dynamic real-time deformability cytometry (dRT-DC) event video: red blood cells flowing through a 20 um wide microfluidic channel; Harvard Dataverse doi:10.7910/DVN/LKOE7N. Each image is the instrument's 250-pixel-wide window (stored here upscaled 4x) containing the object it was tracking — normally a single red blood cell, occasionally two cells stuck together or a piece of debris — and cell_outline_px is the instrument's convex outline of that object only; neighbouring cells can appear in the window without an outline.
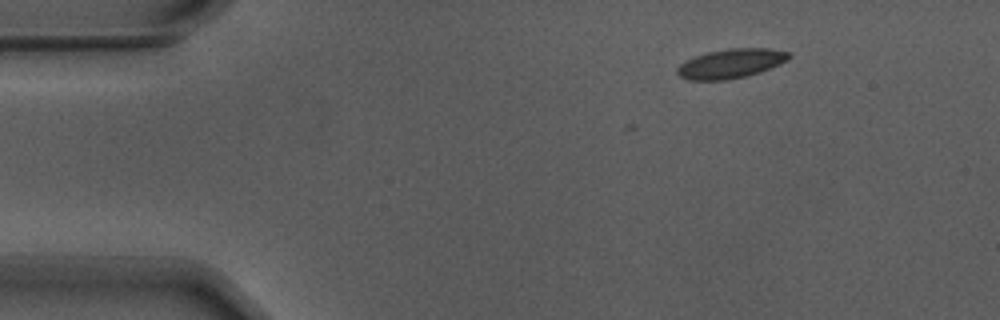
{"species": "Egyptian fruit bat (a non-hibernating species)", "species_latin": "Rousettus aegyptiacus", "temperature_condition": "warm", "stored_images_in_passage": 39, "camera_frame_rate_fps": 3000, "um_per_image_px": 0.085, "animal": {"sex": "male"}, "frame": {"image": 1, "passage_image": 1, "time_ms": 0.0, "image_size_px": [1000, 320], "cell_outline_px": [[792, 56], [788, 60], [780, 64], [760, 72], [744, 76], [724, 80], [688, 80], [680, 76], [676, 72], [676, 68], [680, 64], [696, 56], [708, 52], [728, 48], [768, 48], [792, 52]], "centroid_in_image_um": [62.16, 5.39], "position_along_channel_um": 22.8, "area_um2": 19.07}}
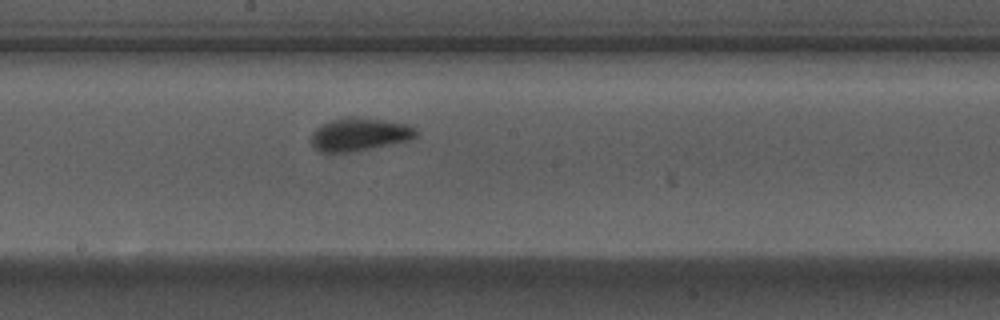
{"frame": {"image": 2, "passage_image": 23, "time_ms": 7.333, "image_size_px": [1000, 320], "cell_outline_px": [[420, 132], [416, 136], [408, 140], [348, 152], [320, 152], [312, 144], [312, 132], [320, 124], [332, 120], [348, 116], [352, 116], [408, 124], [416, 128]], "centroid_in_image_um": [30.54, 11.4], "position_along_channel_um": 217.7, "area_um2": 19.88}}
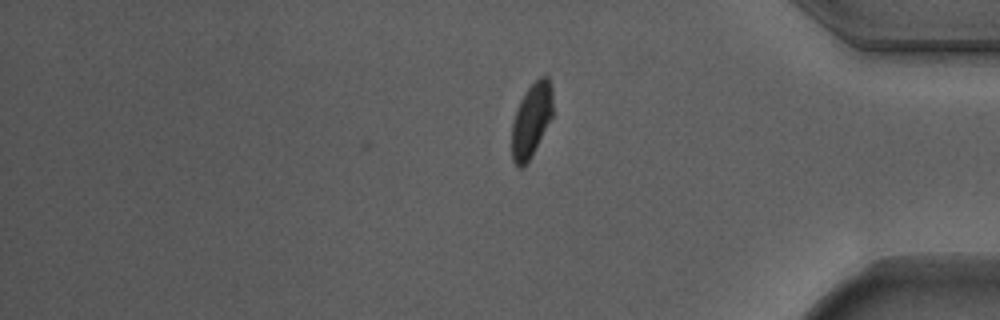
{"frame": {"image": 3, "passage_image": 39, "time_ms": 12.667, "image_size_px": [1000, 320], "cell_outline_px": [[552, 116], [532, 156], [520, 168], [512, 160], [512, 124], [516, 108], [520, 100], [528, 88], [540, 76], [548, 76], [552, 84]], "centroid_in_image_um": [45.17, 10.17], "position_along_channel_um": 390.0, "area_um2": 17.57}, "authors_computed_cell_mechanics": {"area_um2": 19.363, "velocity_mm_per_s": 3.684, "shape_relaxation_time_tau1_ms": 2.3357, "shape_relaxation_time_tau2_ms": null, "deformation_change_tau1": 0.1334, "deformation_change_tau2": null}}